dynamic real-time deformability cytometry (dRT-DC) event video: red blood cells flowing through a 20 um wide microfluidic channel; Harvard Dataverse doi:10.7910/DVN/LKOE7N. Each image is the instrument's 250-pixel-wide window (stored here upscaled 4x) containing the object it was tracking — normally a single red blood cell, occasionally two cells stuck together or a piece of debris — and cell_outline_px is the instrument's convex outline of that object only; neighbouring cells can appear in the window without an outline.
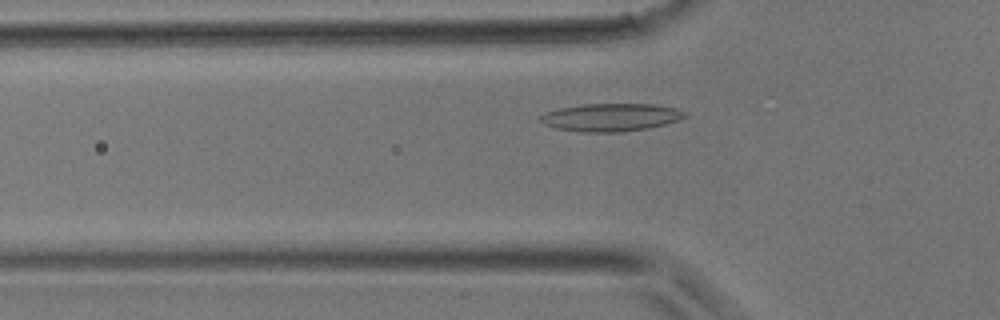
{"species": "common noctule bat (a hibernating species)", "species_latin": "Nyctalus noctula", "temperature_condition": "room temperature", "stored_images_in_passage": 18, "camera_frame_rate_fps": 3000, "um_per_image_px": 0.085, "animal": {"sex": "male", "body_mass_g": 17.9}, "frame": {"image": 1, "passage_image": 8, "time_ms": 2.333, "image_size_px": [1000, 320], "cell_outline_px": [[688, 116], [664, 124], [648, 128], [620, 132], [580, 132], [556, 128], [544, 124], [536, 120], [540, 116], [548, 112], [560, 108], [584, 104], [652, 104], [676, 108], [688, 112]], "centroid_in_image_um": [51.92, 9.97], "position_along_channel_um": 73.9, "area_um2": 23.41}}
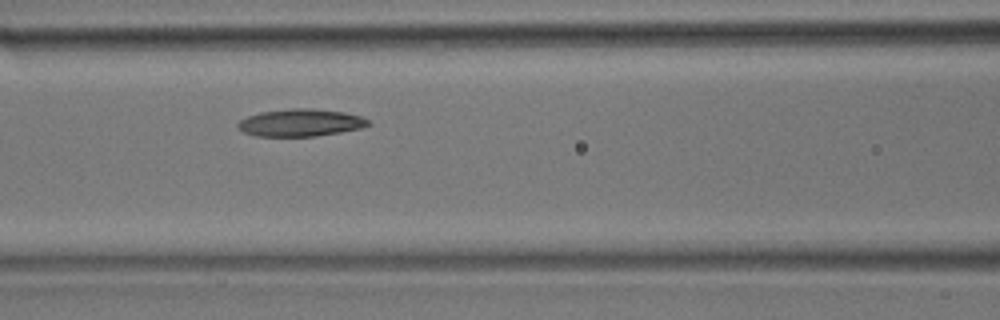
{"frame": {"image": 2, "passage_image": 12, "time_ms": 3.667, "image_size_px": [1000, 320], "cell_outline_px": [[372, 124], [360, 128], [340, 132], [316, 136], [252, 136], [244, 132], [236, 124], [240, 120], [248, 116], [260, 112], [292, 108], [312, 108], [344, 112], [360, 116], [368, 120]], "centroid_in_image_um": [25.54, 10.42], "position_along_channel_um": 141.1, "area_um2": 20.75}}
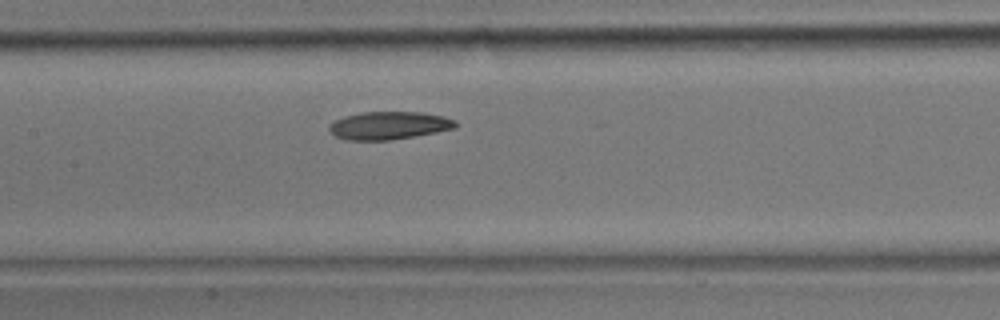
{"frame": {"image": 3, "passage_image": 14, "time_ms": 4.333, "image_size_px": [1000, 320], "cell_outline_px": [[456, 128], [436, 132], [388, 140], [348, 140], [336, 136], [328, 128], [328, 124], [344, 116], [360, 112], [420, 112], [444, 116], [456, 120]], "centroid_in_image_um": [33.05, 10.65], "position_along_channel_um": 174.3, "area_um2": 20.4}}